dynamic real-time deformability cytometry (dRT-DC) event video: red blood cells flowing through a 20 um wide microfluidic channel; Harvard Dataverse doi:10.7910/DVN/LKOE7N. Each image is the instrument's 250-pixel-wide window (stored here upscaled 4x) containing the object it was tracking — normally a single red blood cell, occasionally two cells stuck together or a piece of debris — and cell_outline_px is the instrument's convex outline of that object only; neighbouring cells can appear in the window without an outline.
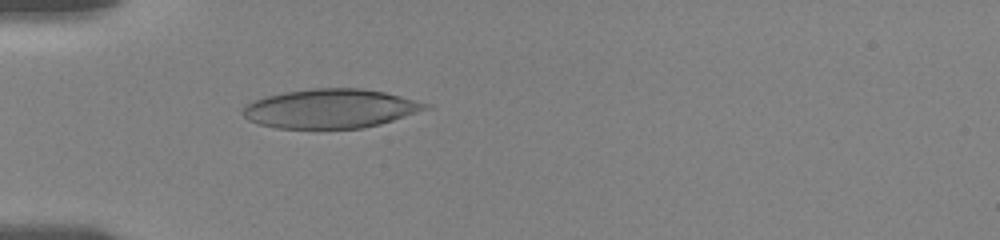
{"species": "human", "species_latin": "Homo sapiens", "temperature_condition": "room temperature", "stored_images_in_passage": 21, "camera_frame_rate_fps": 3000, "um_per_image_px": 0.085, "donor": {"sex": "female"}, "frame": {"image": 1, "passage_image": 1, "time_ms": 0.0, "image_size_px": [1000, 240], "cell_outline_px": [[432, 108], [380, 124], [364, 128], [276, 128], [260, 124], [248, 120], [240, 112], [252, 100], [264, 96], [284, 92], [312, 88], [360, 88], [384, 92], [432, 104]], "centroid_in_image_um": [28.1, 9.22], "position_along_channel_um": 56.9, "area_um2": 41.79}}
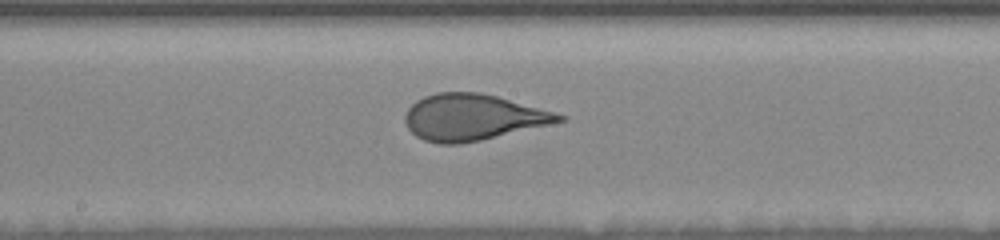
{"frame": {"image": 2, "passage_image": 7, "time_ms": 4.333, "image_size_px": [1000, 240], "cell_outline_px": [[568, 120], [480, 140], [460, 144], [440, 144], [424, 140], [416, 136], [408, 128], [404, 120], [404, 116], [408, 108], [416, 100], [424, 96], [436, 92], [480, 92], [496, 96], [568, 116]], "centroid_in_image_um": [40.15, 9.96], "position_along_channel_um": 208.0, "area_um2": 41.27}}
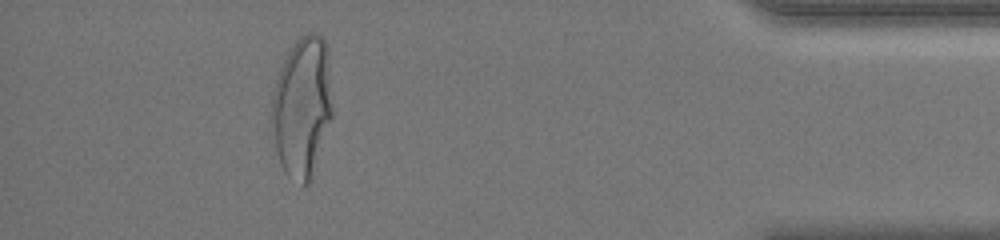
{"frame": {"image": 3, "passage_image": 17, "time_ms": 11.0, "image_size_px": [1000, 240], "cell_outline_px": [[332, 116], [308, 184], [304, 184], [288, 176], [284, 172], [280, 164], [276, 152], [272, 120], [272, 96], [276, 80], [280, 68], [288, 52], [296, 40], [300, 36], [308, 32], [316, 32], [324, 40], [328, 48], [332, 108]], "centroid_in_image_um": [25.68, 9.02], "position_along_channel_um": 409.5, "area_um2": 49.19}, "authors_computed_cell_mechanics": {"area_um2": 41.7894, "velocity_mm_per_s": 3.671, "shape_relaxation_time_tau1_ms": 3.3902, "shape_relaxation_time_tau2_ms": null, "deformation_change_tau1": 0.1566, "deformation_change_tau2": null}}